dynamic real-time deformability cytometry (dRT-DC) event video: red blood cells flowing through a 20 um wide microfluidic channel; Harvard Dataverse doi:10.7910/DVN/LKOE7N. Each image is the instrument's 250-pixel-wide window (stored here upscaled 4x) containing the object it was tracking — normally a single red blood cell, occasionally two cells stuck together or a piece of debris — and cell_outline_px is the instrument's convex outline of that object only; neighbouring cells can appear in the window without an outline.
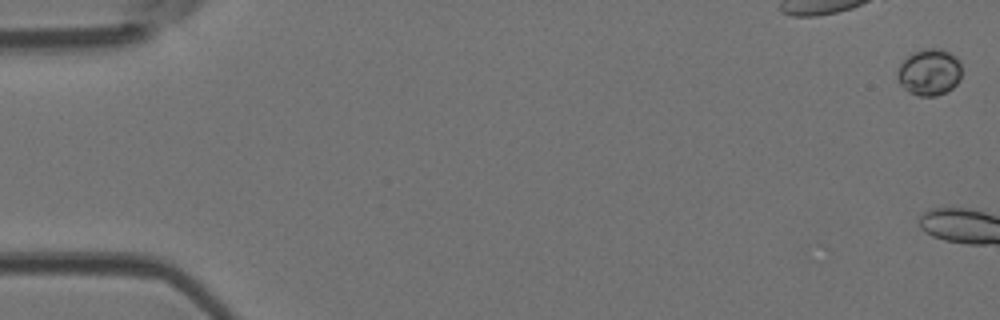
{"species": "Egyptian fruit bat (a non-hibernating species)", "species_latin": "Rousettus aegyptiacus", "temperature_condition": "room temperature", "stored_images_in_passage": 8, "camera_frame_rate_fps": 3000, "um_per_image_px": 0.085, "animal": {"sex": "female"}, "frame": {"image": 1, "passage_image": 1, "time_ms": 0.0, "image_size_px": [1000, 320], "cell_outline_px": [[960, 80], [952, 88], [936, 96], [916, 96], [908, 92], [900, 84], [896, 76], [900, 64], [912, 52], [924, 48], [940, 48], [956, 56], [960, 64]], "centroid_in_image_um": [78.97, 6.13], "position_along_channel_um": 6.0, "area_um2": 17.51}}
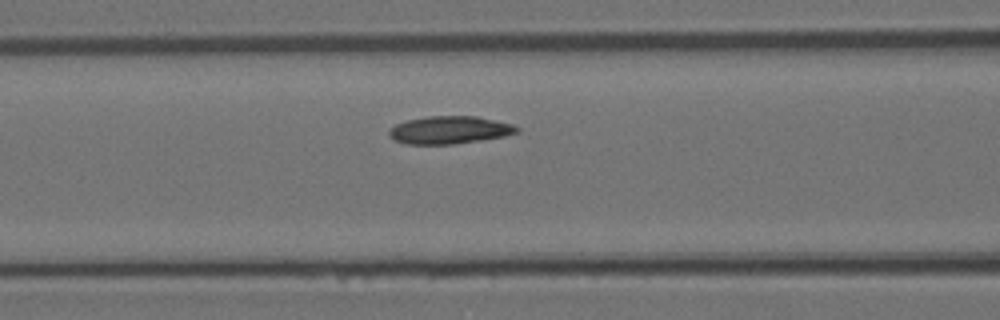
{"frame": {"image": 2, "passage_image": 8, "time_ms": 2.333, "image_size_px": [1000, 320], "cell_outline_px": [[520, 132], [504, 136], [480, 140], [452, 144], [408, 144], [392, 140], [388, 136], [388, 128], [396, 124], [408, 120], [428, 116], [476, 116], [512, 124], [520, 128]], "centroid_in_image_um": [38.18, 11.05], "position_along_channel_um": 128.4, "area_um2": 20.69}}